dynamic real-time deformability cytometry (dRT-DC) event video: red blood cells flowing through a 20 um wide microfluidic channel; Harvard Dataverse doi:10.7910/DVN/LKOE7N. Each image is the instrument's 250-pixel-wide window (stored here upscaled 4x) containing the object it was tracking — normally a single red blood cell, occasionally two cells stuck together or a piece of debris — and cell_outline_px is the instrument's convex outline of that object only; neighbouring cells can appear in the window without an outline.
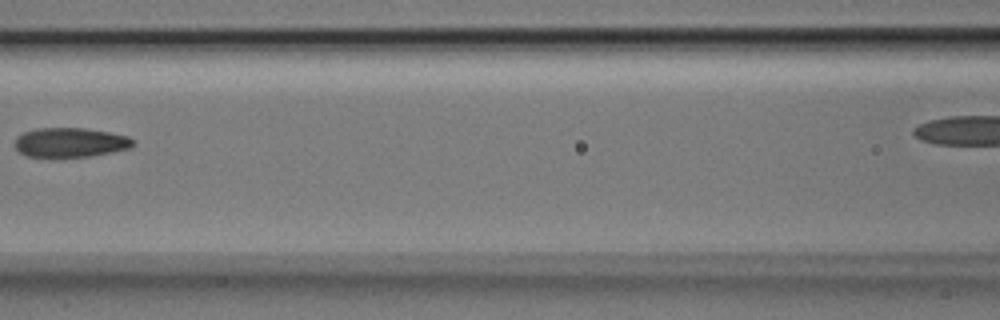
{"species": "Egyptian fruit bat (a non-hibernating species)", "species_latin": "Rousettus aegyptiacus", "temperature_condition": "room temperature", "stored_images_in_passage": 8, "segment_of_instrument_passage": [1, 2], "camera_frame_rate_fps": 3000, "um_per_image_px": 0.085, "animal": {"sex": "male"}, "frame": {"image": 1, "passage_image": 6, "time_ms": 1.667, "image_size_px": [1000, 320], "cell_outline_px": [[132, 148], [112, 152], [88, 156], [28, 156], [20, 152], [16, 148], [16, 136], [24, 132], [36, 128], [84, 128], [108, 132], [128, 136], [132, 140]], "centroid_in_image_um": [5.97, 12.09], "position_along_channel_um": 160.6, "area_um2": 19.94}}
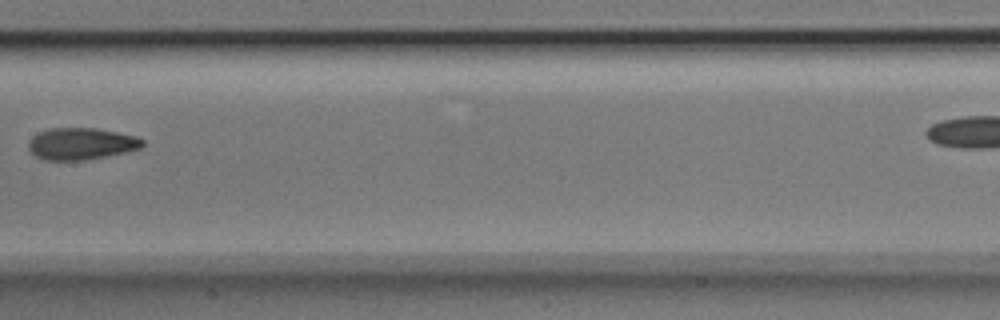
{"frame": {"image": 2, "passage_image": 7, "time_ms": 2.0, "image_size_px": [1000, 320], "cell_outline_px": [[144, 144], [140, 148], [128, 152], [88, 160], [44, 160], [36, 156], [28, 148], [28, 140], [32, 136], [48, 128], [96, 128], [136, 136], [144, 140]], "centroid_in_image_um": [6.9, 12.22], "position_along_channel_um": 200.5, "area_um2": 21.33}}